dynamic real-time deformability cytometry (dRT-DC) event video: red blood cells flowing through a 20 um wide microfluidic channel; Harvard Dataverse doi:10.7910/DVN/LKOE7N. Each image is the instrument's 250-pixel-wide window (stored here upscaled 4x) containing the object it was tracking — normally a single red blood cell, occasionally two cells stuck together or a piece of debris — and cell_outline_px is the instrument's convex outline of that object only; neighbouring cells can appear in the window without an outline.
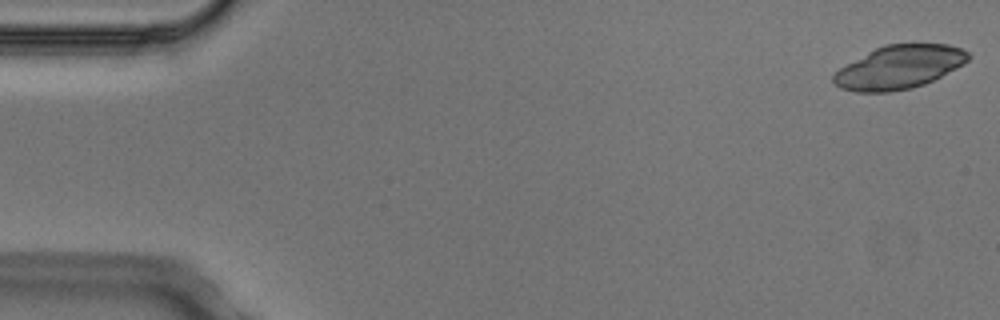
{"species": "Egyptian fruit bat (a non-hibernating species)", "species_latin": "Rousettus aegyptiacus", "temperature_condition": "cold", "stored_images_in_passage": 5, "camera_frame_rate_fps": 3000, "um_per_image_px": 0.085, "animal": {"sex": "male"}, "frame": {"image": 1, "passage_image": 1, "time_ms": 0.0, "image_size_px": [1000, 320], "cell_outline_px": [[972, 56], [964, 64], [924, 84], [912, 88], [888, 92], [856, 92], [840, 88], [832, 80], [832, 76], [840, 68], [868, 52], [884, 44], [948, 44], [960, 48], [968, 52]], "centroid_in_image_um": [76.44, 5.71], "position_along_channel_um": 8.6, "area_um2": 33.81}}
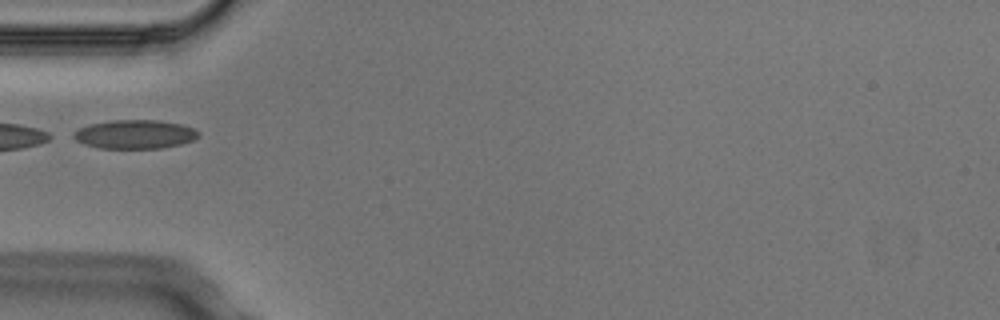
{"frame": {"image": 2, "passage_image": 5, "time_ms": 1.333, "image_size_px": [1000, 320], "cell_outline_px": [[200, 136], [192, 140], [180, 144], [160, 148], [100, 148], [84, 144], [68, 136], [72, 132], [88, 124], [112, 120], [160, 120], [184, 124], [196, 128], [200, 132]], "centroid_in_image_um": [11.46, 11.4], "position_along_channel_um": 73.5, "area_um2": 21.33}}